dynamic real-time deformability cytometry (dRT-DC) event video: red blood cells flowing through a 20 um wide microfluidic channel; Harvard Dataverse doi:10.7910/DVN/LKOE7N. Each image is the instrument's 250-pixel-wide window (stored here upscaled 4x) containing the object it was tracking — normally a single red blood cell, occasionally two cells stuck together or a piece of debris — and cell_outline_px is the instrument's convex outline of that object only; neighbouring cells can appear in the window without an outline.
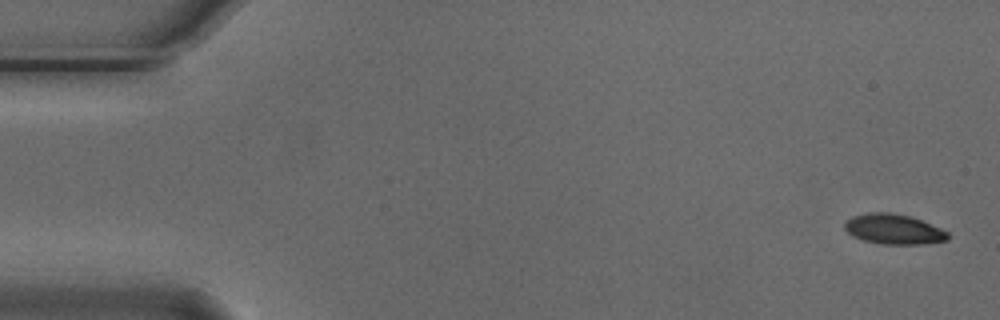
{"species": "Egyptian fruit bat (a non-hibernating species)", "species_latin": "Rousettus aegyptiacus", "temperature_condition": "cold", "stored_images_in_passage": 5, "camera_frame_rate_fps": 3000, "um_per_image_px": 0.085, "animal": {"sex": "male"}, "frame": {"image": 1, "passage_image": 1, "time_ms": 0.0, "image_size_px": [1000, 320], "cell_outline_px": [[948, 240], [920, 244], [880, 244], [864, 240], [852, 236], [844, 228], [844, 224], [852, 216], [868, 212], [888, 212], [908, 216], [920, 220], [940, 228], [948, 232]], "centroid_in_image_um": [75.93, 19.48], "position_along_channel_um": 9.1, "area_um2": 17.92}}
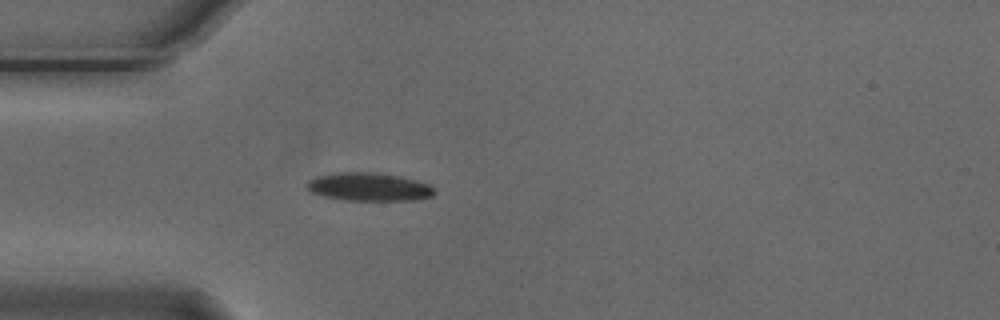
{"frame": {"image": 2, "passage_image": 5, "time_ms": 1.333, "image_size_px": [1000, 320], "cell_outline_px": [[436, 192], [432, 196], [412, 200], [344, 200], [324, 196], [312, 192], [308, 188], [308, 180], [320, 176], [336, 172], [372, 172], [400, 176], [416, 180], [428, 184]], "centroid_in_image_um": [31.38, 15.88], "position_along_channel_um": 53.6, "area_um2": 20.69}}